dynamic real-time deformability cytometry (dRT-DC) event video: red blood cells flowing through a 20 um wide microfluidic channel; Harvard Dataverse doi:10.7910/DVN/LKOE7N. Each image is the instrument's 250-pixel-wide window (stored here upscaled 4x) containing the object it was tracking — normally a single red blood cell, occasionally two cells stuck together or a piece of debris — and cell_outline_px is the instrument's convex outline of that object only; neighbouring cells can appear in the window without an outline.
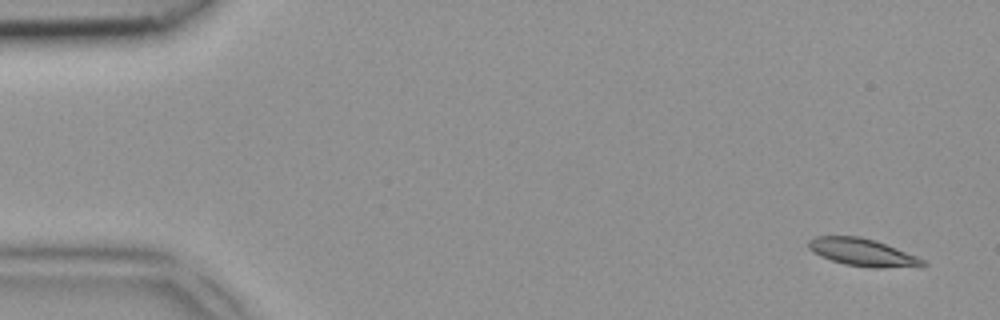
{"species": "common noctule bat (a hibernating species)", "species_latin": "Nyctalus noctula", "temperature_condition": "room temperature", "stored_images_in_passage": 4, "camera_frame_rate_fps": 3000, "um_per_image_px": 0.085, "animal": {"sex": "female", "body_mass_g": 18.4}, "frame": {"image": 1, "passage_image": 1, "time_ms": 0.0, "image_size_px": [1000, 320], "cell_outline_px": [[928, 264], [920, 268], [876, 268], [844, 264], [820, 256], [808, 248], [808, 240], [816, 236], [860, 236], [876, 240], [916, 256], [924, 260]], "centroid_in_image_um": [73.37, 21.46], "position_along_channel_um": 11.6, "area_um2": 18.55}}
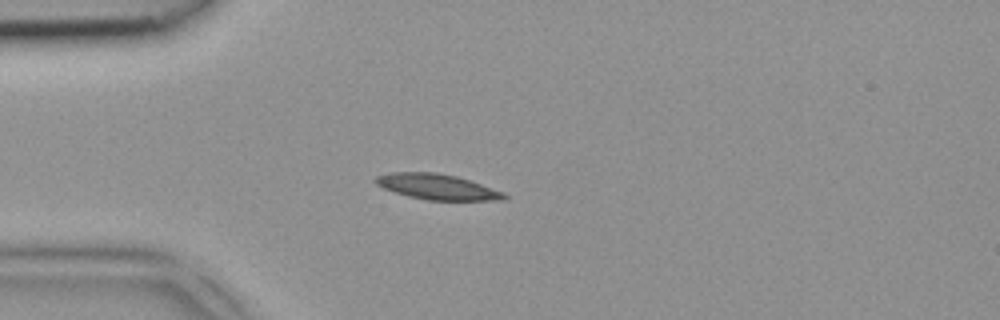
{"frame": {"image": 2, "passage_image": 4, "time_ms": 1.0, "image_size_px": [1000, 320], "cell_outline_px": [[508, 196], [504, 200], [428, 200], [408, 196], [384, 188], [376, 184], [372, 180], [376, 176], [388, 172], [436, 172], [456, 176], [504, 192]], "centroid_in_image_um": [37.13, 15.87], "position_along_channel_um": 47.9, "area_um2": 19.02}}